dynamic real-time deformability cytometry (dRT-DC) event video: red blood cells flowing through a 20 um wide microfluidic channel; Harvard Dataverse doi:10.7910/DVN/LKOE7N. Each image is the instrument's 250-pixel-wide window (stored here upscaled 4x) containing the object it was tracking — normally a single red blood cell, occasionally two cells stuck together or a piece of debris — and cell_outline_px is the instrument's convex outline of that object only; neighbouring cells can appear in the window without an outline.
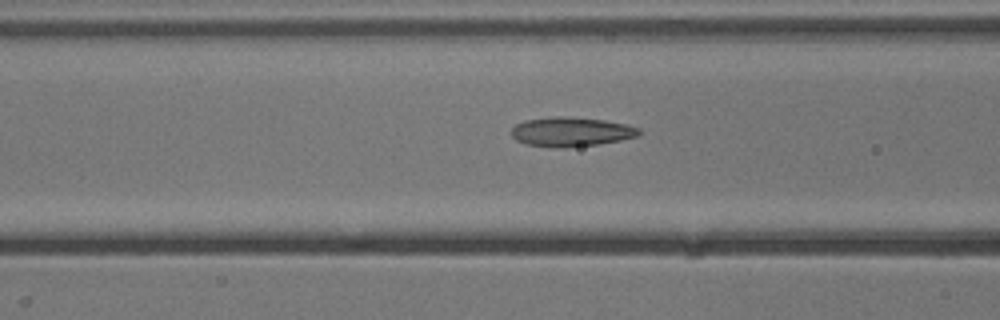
{"species": "common noctule bat (a hibernating species)", "species_latin": "Nyctalus noctula", "temperature_condition": "cold", "stored_images_in_passage": 12, "camera_frame_rate_fps": 3000, "um_per_image_px": 0.085, "animal": {"sex": "male", "body_mass_g": 13.3}, "frame": {"image": 1, "passage_image": 4, "time_ms": 1.0, "image_size_px": [1000, 320], "cell_outline_px": [[640, 136], [620, 140], [596, 144], [560, 148], [552, 148], [528, 144], [516, 140], [512, 136], [512, 128], [516, 124], [524, 120], [556, 116], [568, 116], [604, 120], [624, 124], [640, 128]], "centroid_in_image_um": [48.54, 11.2], "position_along_channel_um": 118.1, "area_um2": 21.79}}
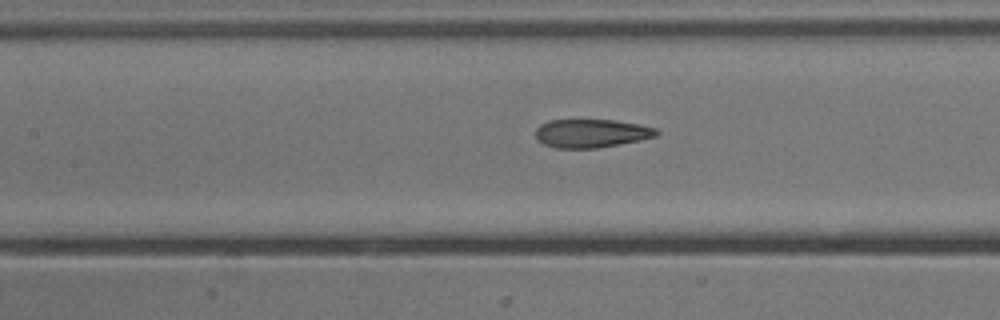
{"frame": {"image": 2, "passage_image": 7, "time_ms": 2.0, "image_size_px": [1000, 320], "cell_outline_px": [[660, 132], [656, 136], [640, 140], [620, 144], [596, 148], [556, 148], [544, 144], [536, 140], [536, 128], [540, 124], [548, 120], [616, 120], [656, 128]], "centroid_in_image_um": [50.24, 11.33], "position_along_channel_um": 157.2, "area_um2": 20.06}}
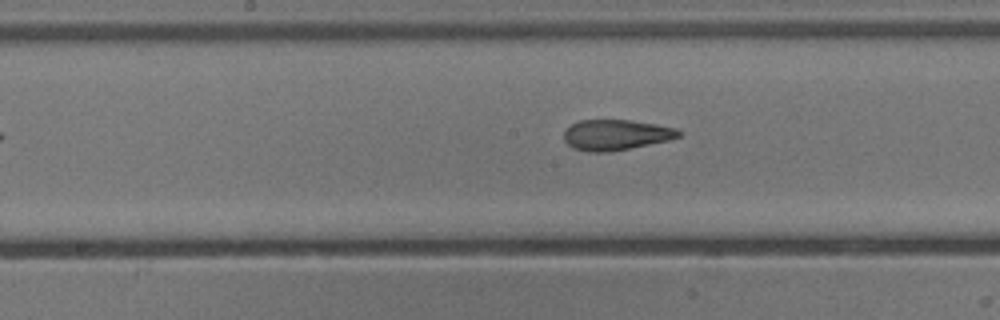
{"frame": {"image": 3, "passage_image": 10, "time_ms": 3.0, "image_size_px": [1000, 320], "cell_outline_px": [[684, 132], [680, 136], [668, 140], [608, 152], [592, 152], [572, 148], [564, 140], [564, 132], [572, 124], [580, 120], [632, 120], [676, 128]], "centroid_in_image_um": [52.36, 11.46], "position_along_channel_um": 195.8, "area_um2": 20.23}}